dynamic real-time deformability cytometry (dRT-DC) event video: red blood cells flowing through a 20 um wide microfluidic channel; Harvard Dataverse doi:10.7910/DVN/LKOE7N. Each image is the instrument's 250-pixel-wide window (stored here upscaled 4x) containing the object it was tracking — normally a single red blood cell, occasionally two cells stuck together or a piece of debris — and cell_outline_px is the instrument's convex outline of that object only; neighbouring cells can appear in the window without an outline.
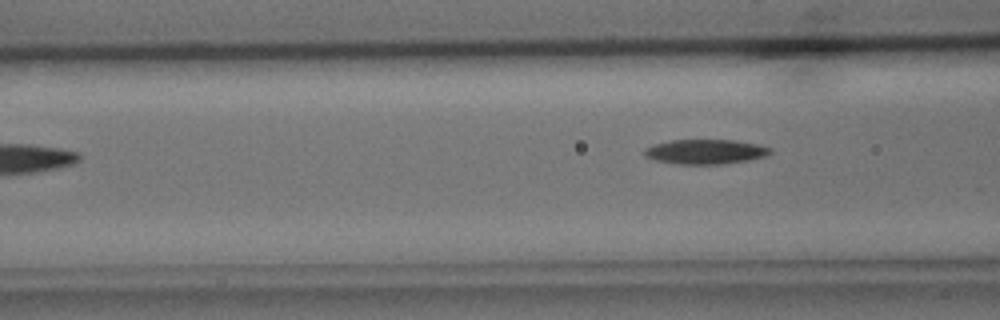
{"species": "common noctule bat (a hibernating species)", "species_latin": "Nyctalus noctula", "temperature_condition": "cold", "stored_images_in_passage": 6, "camera_frame_rate_fps": 3000, "um_per_image_px": 0.085, "animal": {"sex": "male", "body_mass_g": 15.6}, "frame": {"image": 1, "passage_image": 6, "time_ms": 7.0, "image_size_px": [1000, 320], "cell_outline_px": [[772, 152], [768, 156], [748, 160], [724, 164], [676, 164], [656, 160], [644, 156], [644, 148], [652, 144], [672, 140], [736, 140], [756, 144], [772, 148]], "centroid_in_image_um": [59.97, 12.89], "position_along_channel_um": 106.6, "area_um2": 18.26}}